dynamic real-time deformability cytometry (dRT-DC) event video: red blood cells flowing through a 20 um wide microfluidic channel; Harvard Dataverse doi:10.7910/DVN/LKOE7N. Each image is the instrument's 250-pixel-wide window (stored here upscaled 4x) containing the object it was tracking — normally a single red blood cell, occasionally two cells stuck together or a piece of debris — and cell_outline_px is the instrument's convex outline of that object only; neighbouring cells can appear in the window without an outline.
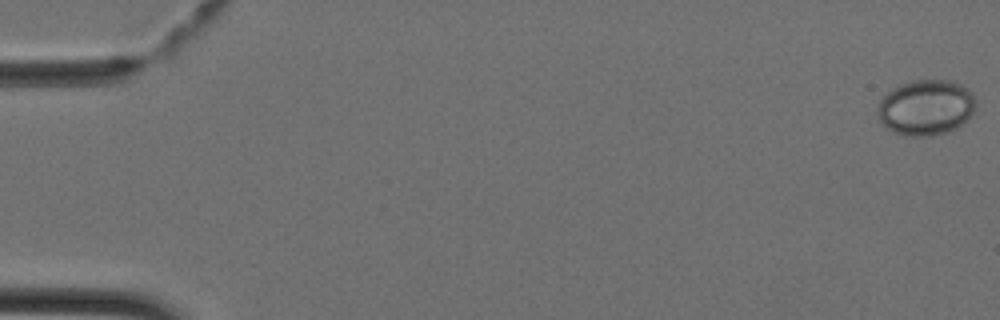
{"species": "Egyptian fruit bat (a non-hibernating species)", "species_latin": "Rousettus aegyptiacus", "temperature_condition": "cold", "stored_images_in_passage": 12, "camera_frame_rate_fps": 3000, "um_per_image_px": 0.085, "animal": {"sex": "female"}, "frame": {"image": 1, "passage_image": 1, "time_ms": 0.0, "image_size_px": [1000, 320], "cell_outline_px": [[976, 104], [972, 112], [956, 128], [932, 136], [904, 136], [892, 132], [876, 116], [876, 112], [880, 100], [892, 88], [900, 84], [912, 80], [948, 80], [960, 84], [968, 88], [972, 92], [976, 100]], "centroid_in_image_um": [78.67, 9.13], "position_along_channel_um": 6.3, "area_um2": 31.79}}